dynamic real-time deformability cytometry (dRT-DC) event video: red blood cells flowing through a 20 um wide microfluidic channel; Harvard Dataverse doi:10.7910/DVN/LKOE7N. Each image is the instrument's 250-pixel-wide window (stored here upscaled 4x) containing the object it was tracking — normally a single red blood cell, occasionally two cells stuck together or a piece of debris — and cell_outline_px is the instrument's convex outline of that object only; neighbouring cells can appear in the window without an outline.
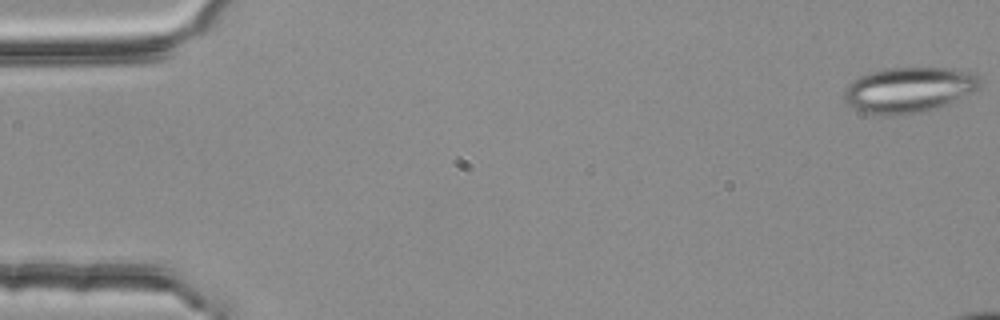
{"species": "common noctule bat (a hibernating species)", "species_latin": "Nyctalus noctula", "temperature_condition": "room temperature", "stored_images_in_passage": 5, "camera_frame_rate_fps": 3000, "um_per_image_px": 0.085, "animal": {"sex": "female", "body_mass_g": 25.1}, "frame": {"image": 1, "passage_image": 1, "time_ms": 0.0, "image_size_px": [1000, 320], "cell_outline_px": [[980, 88], [936, 108], [920, 112], [892, 116], [884, 116], [864, 112], [852, 108], [844, 100], [844, 92], [848, 84], [860, 76], [868, 72], [888, 68], [948, 68], [972, 72], [980, 76]], "centroid_in_image_um": [77.22, 7.63], "position_along_channel_um": 7.8, "area_um2": 35.89}}